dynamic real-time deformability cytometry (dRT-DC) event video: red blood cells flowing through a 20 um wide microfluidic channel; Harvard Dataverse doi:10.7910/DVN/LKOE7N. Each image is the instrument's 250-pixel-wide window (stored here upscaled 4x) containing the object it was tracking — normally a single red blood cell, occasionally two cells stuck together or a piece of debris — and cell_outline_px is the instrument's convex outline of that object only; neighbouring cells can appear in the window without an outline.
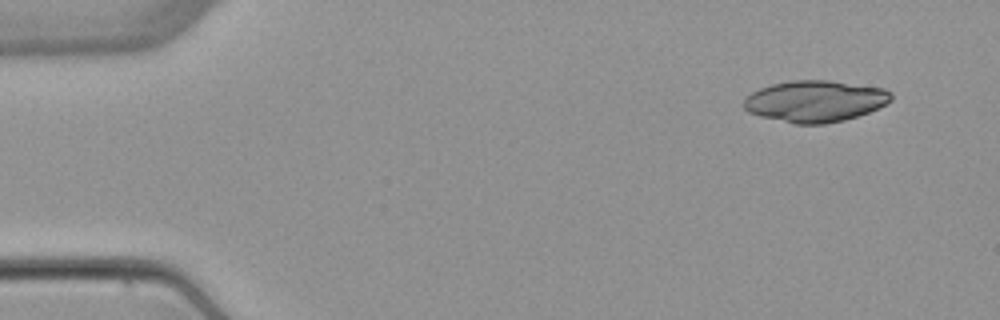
{"species": "common noctule bat (a hibernating species)", "species_latin": "Nyctalus noctula", "temperature_condition": "warm", "stored_images_in_passage": 4, "camera_frame_rate_fps": 3000, "um_per_image_px": 0.085, "animal": {"sex": "female", "body_mass_g": 22.7, "forearm_length_mm": 54.2}, "frame": {"image": 1, "passage_image": 1, "time_ms": 0.0, "image_size_px": [1000, 320], "cell_outline_px": [[892, 100], [868, 112], [844, 120], [824, 124], [796, 124], [760, 116], [748, 112], [744, 108], [744, 100], [752, 92], [760, 88], [772, 84], [792, 80], [828, 80], [884, 88], [892, 92]], "centroid_in_image_um": [69.28, 8.59], "position_along_channel_um": 15.7, "area_um2": 35.43}}